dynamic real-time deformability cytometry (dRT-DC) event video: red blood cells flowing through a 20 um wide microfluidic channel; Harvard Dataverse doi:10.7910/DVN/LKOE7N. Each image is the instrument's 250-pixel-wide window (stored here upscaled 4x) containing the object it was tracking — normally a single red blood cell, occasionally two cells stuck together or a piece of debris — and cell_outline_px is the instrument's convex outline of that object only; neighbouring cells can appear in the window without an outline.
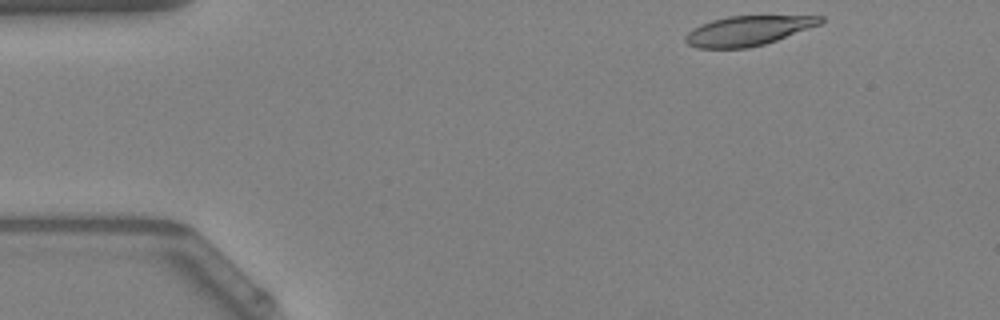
{"species": "Egyptian fruit bat (a non-hibernating species)", "species_latin": "Rousettus aegyptiacus", "temperature_condition": "warm", "stored_images_in_passage": 46, "camera_frame_rate_fps": 3000, "um_per_image_px": 0.085, "animal": {"sex": "female"}, "frame": {"image": 1, "passage_image": 1, "time_ms": 0.0, "image_size_px": [1000, 320], "cell_outline_px": [[824, 20], [820, 24], [776, 40], [764, 44], [748, 48], [696, 48], [688, 44], [684, 40], [684, 36], [692, 28], [700, 24], [712, 20], [728, 16], [824, 16]], "centroid_in_image_um": [63.52, 2.61], "position_along_channel_um": 21.5, "area_um2": 23.24}}
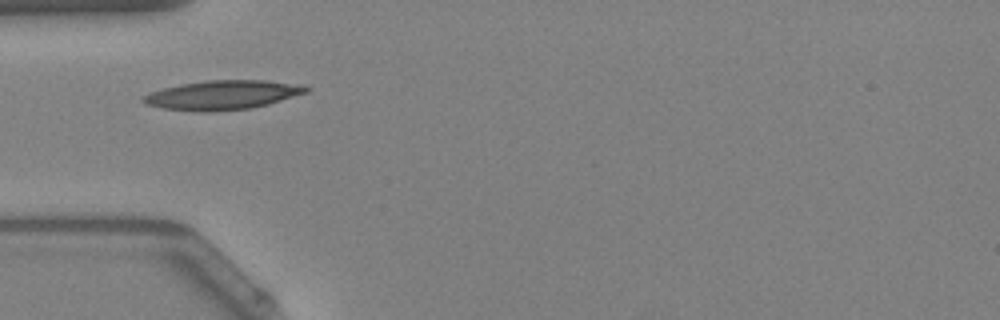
{"frame": {"image": 2, "passage_image": 11, "time_ms": 3.333, "image_size_px": [1000, 320], "cell_outline_px": [[312, 88], [308, 92], [268, 104], [252, 108], [204, 112], [200, 112], [164, 108], [148, 104], [140, 100], [140, 96], [164, 88], [180, 84], [208, 80], [264, 80], [300, 84]], "centroid_in_image_um": [18.94, 8.07], "position_along_channel_um": 66.1, "area_um2": 27.69}}
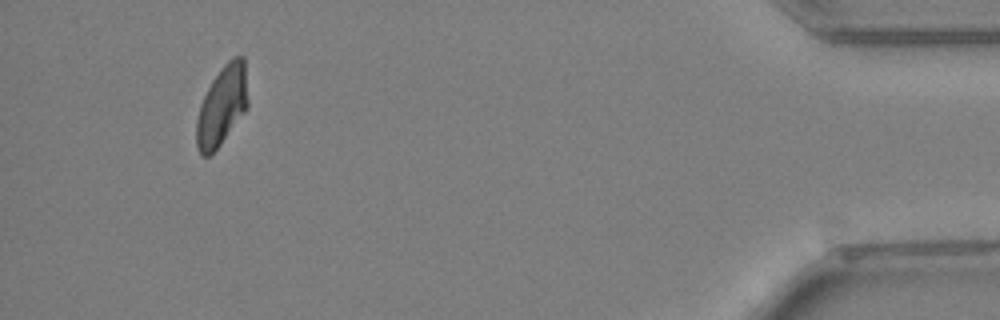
{"frame": {"image": 3, "passage_image": 43, "time_ms": 14.0, "image_size_px": [1000, 320], "cell_outline_px": [[248, 108], [220, 144], [208, 156], [204, 156], [200, 152], [196, 144], [196, 120], [200, 104], [212, 80], [220, 68], [232, 56], [244, 56], [248, 100]], "centroid_in_image_um": [18.87, 8.95], "position_along_channel_um": 416.3, "area_um2": 23.76}, "authors_computed_cell_mechanics": {"area_um2": 24.4494, "velocity_mm_per_s": 3.9314, "shape_relaxation_time_tau1_ms": null, "shape_relaxation_time_tau2_ms": 6.5922, "deformation_change_tau1": null, "deformation_change_tau2": 0.1374}}